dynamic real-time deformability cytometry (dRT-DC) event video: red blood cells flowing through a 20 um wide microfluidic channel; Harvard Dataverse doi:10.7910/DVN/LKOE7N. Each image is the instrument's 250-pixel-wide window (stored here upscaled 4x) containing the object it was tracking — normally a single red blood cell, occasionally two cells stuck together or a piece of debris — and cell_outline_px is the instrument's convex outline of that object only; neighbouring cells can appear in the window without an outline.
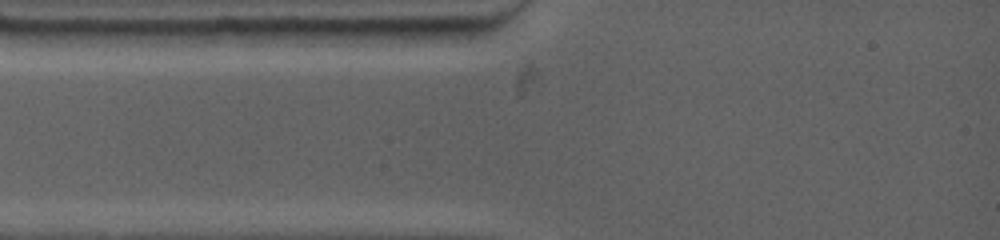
{"species": "common noctule bat (a hibernating species)", "species_latin": "Nyctalus noctula", "temperature_condition": "warm", "stored_images_in_passage": 1, "camera_frame_rate_fps": 4500, "um_per_image_px": 0.085, "animal": {"sex": "female", "body_mass_g": 19.0, "forearm_length_mm": 53.3}, "frame": {"image": 1, "passage_image": 1, "time_ms": 0.0, "image_size_px": [1000, 240], "cell_outline_px": [[344, 32], [332, 44], [216, 44], [196, 32], [212, 28], [344, 28]], "centroid_in_image_um": [23.16, 3.04], "position_along_channel_um": 61.8, "area_um2": 15.49}}